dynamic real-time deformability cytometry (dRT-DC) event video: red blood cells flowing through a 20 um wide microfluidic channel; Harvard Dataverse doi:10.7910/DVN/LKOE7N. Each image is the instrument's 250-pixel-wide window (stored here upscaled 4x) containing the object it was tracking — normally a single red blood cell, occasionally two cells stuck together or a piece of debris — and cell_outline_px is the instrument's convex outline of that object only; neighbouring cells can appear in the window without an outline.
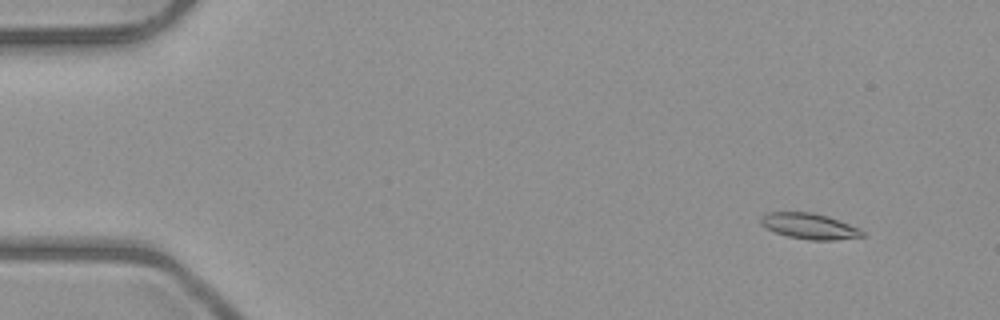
{"species": "common noctule bat (a hibernating species)", "species_latin": "Nyctalus noctula", "temperature_condition": "room temperature", "stored_images_in_passage": 5, "camera_frame_rate_fps": 3000, "um_per_image_px": 0.085, "animal": {"sex": "male", "body_mass_g": 23.1, "forearm_length_mm": 52.7}, "frame": {"image": 1, "passage_image": 1, "time_ms": 0.0, "image_size_px": [1000, 320], "cell_outline_px": [[864, 236], [832, 240], [808, 240], [788, 236], [776, 232], [760, 224], [760, 216], [764, 212], [812, 212], [828, 216], [860, 228], [864, 232]], "centroid_in_image_um": [68.78, 19.21], "position_along_channel_um": 16.2, "area_um2": 15.26}}
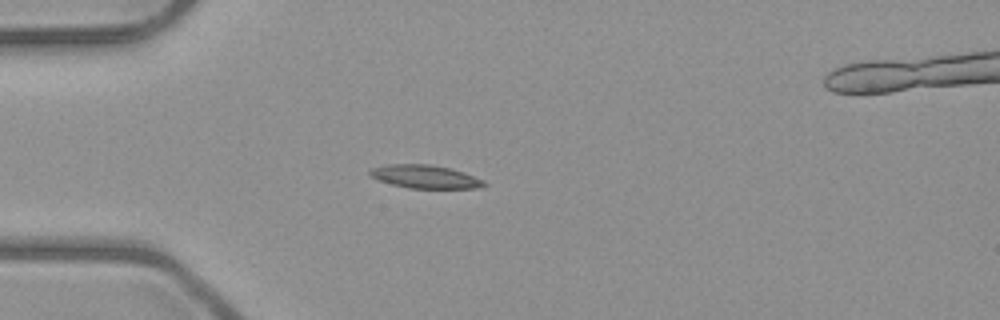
{"frame": {"image": 2, "passage_image": 4, "time_ms": 3.333, "image_size_px": [1000, 320], "cell_outline_px": [[488, 184], [476, 188], [408, 188], [392, 184], [368, 176], [368, 172], [372, 168], [388, 164], [428, 164], [448, 168], [484, 180]], "centroid_in_image_um": [36.08, 15.02], "position_along_channel_um": 48.9, "area_um2": 15.2}}